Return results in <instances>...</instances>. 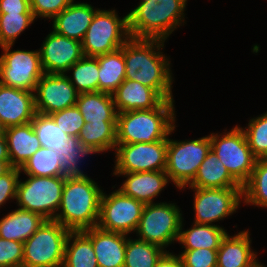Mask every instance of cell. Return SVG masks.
I'll use <instances>...</instances> for the list:
<instances>
[{
  "label": "cell",
  "instance_id": "21",
  "mask_svg": "<svg viewBox=\"0 0 267 267\" xmlns=\"http://www.w3.org/2000/svg\"><path fill=\"white\" fill-rule=\"evenodd\" d=\"M97 11L91 4L73 1L53 18V30L62 36L82 42Z\"/></svg>",
  "mask_w": 267,
  "mask_h": 267
},
{
  "label": "cell",
  "instance_id": "33",
  "mask_svg": "<svg viewBox=\"0 0 267 267\" xmlns=\"http://www.w3.org/2000/svg\"><path fill=\"white\" fill-rule=\"evenodd\" d=\"M163 248L140 239H127L124 267H156L166 252Z\"/></svg>",
  "mask_w": 267,
  "mask_h": 267
},
{
  "label": "cell",
  "instance_id": "8",
  "mask_svg": "<svg viewBox=\"0 0 267 267\" xmlns=\"http://www.w3.org/2000/svg\"><path fill=\"white\" fill-rule=\"evenodd\" d=\"M211 150L209 135L195 140L177 141L168 136L165 172L180 190L190 184Z\"/></svg>",
  "mask_w": 267,
  "mask_h": 267
},
{
  "label": "cell",
  "instance_id": "36",
  "mask_svg": "<svg viewBox=\"0 0 267 267\" xmlns=\"http://www.w3.org/2000/svg\"><path fill=\"white\" fill-rule=\"evenodd\" d=\"M58 152L62 157L65 177L86 176V174H84L80 169L82 163L81 160H84L85 156L93 153L82 145L77 137L70 136L67 140V146L61 147Z\"/></svg>",
  "mask_w": 267,
  "mask_h": 267
},
{
  "label": "cell",
  "instance_id": "44",
  "mask_svg": "<svg viewBox=\"0 0 267 267\" xmlns=\"http://www.w3.org/2000/svg\"><path fill=\"white\" fill-rule=\"evenodd\" d=\"M0 13H33L29 0H0Z\"/></svg>",
  "mask_w": 267,
  "mask_h": 267
},
{
  "label": "cell",
  "instance_id": "45",
  "mask_svg": "<svg viewBox=\"0 0 267 267\" xmlns=\"http://www.w3.org/2000/svg\"><path fill=\"white\" fill-rule=\"evenodd\" d=\"M156 267H184V264L179 255L166 251L158 260Z\"/></svg>",
  "mask_w": 267,
  "mask_h": 267
},
{
  "label": "cell",
  "instance_id": "25",
  "mask_svg": "<svg viewBox=\"0 0 267 267\" xmlns=\"http://www.w3.org/2000/svg\"><path fill=\"white\" fill-rule=\"evenodd\" d=\"M45 220L37 213L18 208L0 220V238L24 243Z\"/></svg>",
  "mask_w": 267,
  "mask_h": 267
},
{
  "label": "cell",
  "instance_id": "10",
  "mask_svg": "<svg viewBox=\"0 0 267 267\" xmlns=\"http://www.w3.org/2000/svg\"><path fill=\"white\" fill-rule=\"evenodd\" d=\"M181 222L182 214L174 203L145 204L136 234L140 240L165 249L178 240Z\"/></svg>",
  "mask_w": 267,
  "mask_h": 267
},
{
  "label": "cell",
  "instance_id": "13",
  "mask_svg": "<svg viewBox=\"0 0 267 267\" xmlns=\"http://www.w3.org/2000/svg\"><path fill=\"white\" fill-rule=\"evenodd\" d=\"M243 187L191 188L194 194L195 223L213 225L239 208Z\"/></svg>",
  "mask_w": 267,
  "mask_h": 267
},
{
  "label": "cell",
  "instance_id": "48",
  "mask_svg": "<svg viewBox=\"0 0 267 267\" xmlns=\"http://www.w3.org/2000/svg\"><path fill=\"white\" fill-rule=\"evenodd\" d=\"M5 134H6V127L0 120V138H6Z\"/></svg>",
  "mask_w": 267,
  "mask_h": 267
},
{
  "label": "cell",
  "instance_id": "16",
  "mask_svg": "<svg viewBox=\"0 0 267 267\" xmlns=\"http://www.w3.org/2000/svg\"><path fill=\"white\" fill-rule=\"evenodd\" d=\"M41 66L47 74H67L84 55L81 42L56 33L47 35L39 49Z\"/></svg>",
  "mask_w": 267,
  "mask_h": 267
},
{
  "label": "cell",
  "instance_id": "27",
  "mask_svg": "<svg viewBox=\"0 0 267 267\" xmlns=\"http://www.w3.org/2000/svg\"><path fill=\"white\" fill-rule=\"evenodd\" d=\"M183 219L177 242L183 244L185 250H195L200 248L218 249L221 241L228 232L219 225H208L195 223L190 229L182 231Z\"/></svg>",
  "mask_w": 267,
  "mask_h": 267
},
{
  "label": "cell",
  "instance_id": "29",
  "mask_svg": "<svg viewBox=\"0 0 267 267\" xmlns=\"http://www.w3.org/2000/svg\"><path fill=\"white\" fill-rule=\"evenodd\" d=\"M62 267H99L91 239L83 231L69 233Z\"/></svg>",
  "mask_w": 267,
  "mask_h": 267
},
{
  "label": "cell",
  "instance_id": "35",
  "mask_svg": "<svg viewBox=\"0 0 267 267\" xmlns=\"http://www.w3.org/2000/svg\"><path fill=\"white\" fill-rule=\"evenodd\" d=\"M41 147L59 151L67 146L68 136L54 122L50 115L35 113L31 121Z\"/></svg>",
  "mask_w": 267,
  "mask_h": 267
},
{
  "label": "cell",
  "instance_id": "2",
  "mask_svg": "<svg viewBox=\"0 0 267 267\" xmlns=\"http://www.w3.org/2000/svg\"><path fill=\"white\" fill-rule=\"evenodd\" d=\"M103 190L87 175L66 177L54 220L69 231L97 227Z\"/></svg>",
  "mask_w": 267,
  "mask_h": 267
},
{
  "label": "cell",
  "instance_id": "32",
  "mask_svg": "<svg viewBox=\"0 0 267 267\" xmlns=\"http://www.w3.org/2000/svg\"><path fill=\"white\" fill-rule=\"evenodd\" d=\"M69 71H73V73L71 77L67 76V78L79 94L98 91L99 63L97 56H83L67 70V72Z\"/></svg>",
  "mask_w": 267,
  "mask_h": 267
},
{
  "label": "cell",
  "instance_id": "17",
  "mask_svg": "<svg viewBox=\"0 0 267 267\" xmlns=\"http://www.w3.org/2000/svg\"><path fill=\"white\" fill-rule=\"evenodd\" d=\"M35 113L34 92L0 83V120L6 128L31 122Z\"/></svg>",
  "mask_w": 267,
  "mask_h": 267
},
{
  "label": "cell",
  "instance_id": "30",
  "mask_svg": "<svg viewBox=\"0 0 267 267\" xmlns=\"http://www.w3.org/2000/svg\"><path fill=\"white\" fill-rule=\"evenodd\" d=\"M116 123H85L79 142L94 153L116 149Z\"/></svg>",
  "mask_w": 267,
  "mask_h": 267
},
{
  "label": "cell",
  "instance_id": "43",
  "mask_svg": "<svg viewBox=\"0 0 267 267\" xmlns=\"http://www.w3.org/2000/svg\"><path fill=\"white\" fill-rule=\"evenodd\" d=\"M20 168L13 167L8 173L0 176V207L9 199H16Z\"/></svg>",
  "mask_w": 267,
  "mask_h": 267
},
{
  "label": "cell",
  "instance_id": "26",
  "mask_svg": "<svg viewBox=\"0 0 267 267\" xmlns=\"http://www.w3.org/2000/svg\"><path fill=\"white\" fill-rule=\"evenodd\" d=\"M189 188H229L242 187L228 172L211 149Z\"/></svg>",
  "mask_w": 267,
  "mask_h": 267
},
{
  "label": "cell",
  "instance_id": "6",
  "mask_svg": "<svg viewBox=\"0 0 267 267\" xmlns=\"http://www.w3.org/2000/svg\"><path fill=\"white\" fill-rule=\"evenodd\" d=\"M130 38L128 15L121 19L115 9H98L81 42L83 55L96 57L113 52Z\"/></svg>",
  "mask_w": 267,
  "mask_h": 267
},
{
  "label": "cell",
  "instance_id": "4",
  "mask_svg": "<svg viewBox=\"0 0 267 267\" xmlns=\"http://www.w3.org/2000/svg\"><path fill=\"white\" fill-rule=\"evenodd\" d=\"M187 0H141L128 15L130 36L165 41L184 22ZM183 20V21H182Z\"/></svg>",
  "mask_w": 267,
  "mask_h": 267
},
{
  "label": "cell",
  "instance_id": "12",
  "mask_svg": "<svg viewBox=\"0 0 267 267\" xmlns=\"http://www.w3.org/2000/svg\"><path fill=\"white\" fill-rule=\"evenodd\" d=\"M145 204L115 190L106 195L103 191L97 227L123 234L136 232Z\"/></svg>",
  "mask_w": 267,
  "mask_h": 267
},
{
  "label": "cell",
  "instance_id": "22",
  "mask_svg": "<svg viewBox=\"0 0 267 267\" xmlns=\"http://www.w3.org/2000/svg\"><path fill=\"white\" fill-rule=\"evenodd\" d=\"M249 230L226 236L217 249V267H253L257 254L251 249Z\"/></svg>",
  "mask_w": 267,
  "mask_h": 267
},
{
  "label": "cell",
  "instance_id": "9",
  "mask_svg": "<svg viewBox=\"0 0 267 267\" xmlns=\"http://www.w3.org/2000/svg\"><path fill=\"white\" fill-rule=\"evenodd\" d=\"M220 135H209L211 149L230 175L243 187L251 176L257 158L252 154L241 127L236 125L229 132Z\"/></svg>",
  "mask_w": 267,
  "mask_h": 267
},
{
  "label": "cell",
  "instance_id": "34",
  "mask_svg": "<svg viewBox=\"0 0 267 267\" xmlns=\"http://www.w3.org/2000/svg\"><path fill=\"white\" fill-rule=\"evenodd\" d=\"M242 195L247 205L267 208V159H257L247 183L243 186Z\"/></svg>",
  "mask_w": 267,
  "mask_h": 267
},
{
  "label": "cell",
  "instance_id": "37",
  "mask_svg": "<svg viewBox=\"0 0 267 267\" xmlns=\"http://www.w3.org/2000/svg\"><path fill=\"white\" fill-rule=\"evenodd\" d=\"M35 21L33 13H0V46L13 44Z\"/></svg>",
  "mask_w": 267,
  "mask_h": 267
},
{
  "label": "cell",
  "instance_id": "38",
  "mask_svg": "<svg viewBox=\"0 0 267 267\" xmlns=\"http://www.w3.org/2000/svg\"><path fill=\"white\" fill-rule=\"evenodd\" d=\"M245 133L249 148L257 159H267V112L249 120Z\"/></svg>",
  "mask_w": 267,
  "mask_h": 267
},
{
  "label": "cell",
  "instance_id": "46",
  "mask_svg": "<svg viewBox=\"0 0 267 267\" xmlns=\"http://www.w3.org/2000/svg\"><path fill=\"white\" fill-rule=\"evenodd\" d=\"M0 160L10 161L6 138H0Z\"/></svg>",
  "mask_w": 267,
  "mask_h": 267
},
{
  "label": "cell",
  "instance_id": "14",
  "mask_svg": "<svg viewBox=\"0 0 267 267\" xmlns=\"http://www.w3.org/2000/svg\"><path fill=\"white\" fill-rule=\"evenodd\" d=\"M168 140L116 145L114 173L165 171Z\"/></svg>",
  "mask_w": 267,
  "mask_h": 267
},
{
  "label": "cell",
  "instance_id": "19",
  "mask_svg": "<svg viewBox=\"0 0 267 267\" xmlns=\"http://www.w3.org/2000/svg\"><path fill=\"white\" fill-rule=\"evenodd\" d=\"M113 174L116 176L124 175L127 178L118 190L143 204L153 203L154 198H157L169 182V177L165 171Z\"/></svg>",
  "mask_w": 267,
  "mask_h": 267
},
{
  "label": "cell",
  "instance_id": "40",
  "mask_svg": "<svg viewBox=\"0 0 267 267\" xmlns=\"http://www.w3.org/2000/svg\"><path fill=\"white\" fill-rule=\"evenodd\" d=\"M179 256L184 267H217V249L183 250Z\"/></svg>",
  "mask_w": 267,
  "mask_h": 267
},
{
  "label": "cell",
  "instance_id": "49",
  "mask_svg": "<svg viewBox=\"0 0 267 267\" xmlns=\"http://www.w3.org/2000/svg\"><path fill=\"white\" fill-rule=\"evenodd\" d=\"M253 267H265V266L257 262Z\"/></svg>",
  "mask_w": 267,
  "mask_h": 267
},
{
  "label": "cell",
  "instance_id": "39",
  "mask_svg": "<svg viewBox=\"0 0 267 267\" xmlns=\"http://www.w3.org/2000/svg\"><path fill=\"white\" fill-rule=\"evenodd\" d=\"M50 116L57 126L64 131V133L71 137L78 138L81 129L85 125L83 115L76 105L65 108L62 111L51 113Z\"/></svg>",
  "mask_w": 267,
  "mask_h": 267
},
{
  "label": "cell",
  "instance_id": "31",
  "mask_svg": "<svg viewBox=\"0 0 267 267\" xmlns=\"http://www.w3.org/2000/svg\"><path fill=\"white\" fill-rule=\"evenodd\" d=\"M26 175L37 177L64 176L60 153L54 149L41 147L20 168Z\"/></svg>",
  "mask_w": 267,
  "mask_h": 267
},
{
  "label": "cell",
  "instance_id": "18",
  "mask_svg": "<svg viewBox=\"0 0 267 267\" xmlns=\"http://www.w3.org/2000/svg\"><path fill=\"white\" fill-rule=\"evenodd\" d=\"M83 232L91 239L99 267H124L127 234L109 232L98 227Z\"/></svg>",
  "mask_w": 267,
  "mask_h": 267
},
{
  "label": "cell",
  "instance_id": "1",
  "mask_svg": "<svg viewBox=\"0 0 267 267\" xmlns=\"http://www.w3.org/2000/svg\"><path fill=\"white\" fill-rule=\"evenodd\" d=\"M163 40L130 38L124 44L125 79L156 90L165 100H174L170 60L160 49Z\"/></svg>",
  "mask_w": 267,
  "mask_h": 267
},
{
  "label": "cell",
  "instance_id": "24",
  "mask_svg": "<svg viewBox=\"0 0 267 267\" xmlns=\"http://www.w3.org/2000/svg\"><path fill=\"white\" fill-rule=\"evenodd\" d=\"M76 107L88 123H116L117 111L113 95L105 92L80 93Z\"/></svg>",
  "mask_w": 267,
  "mask_h": 267
},
{
  "label": "cell",
  "instance_id": "23",
  "mask_svg": "<svg viewBox=\"0 0 267 267\" xmlns=\"http://www.w3.org/2000/svg\"><path fill=\"white\" fill-rule=\"evenodd\" d=\"M10 164L21 168L41 148L31 122L6 128Z\"/></svg>",
  "mask_w": 267,
  "mask_h": 267
},
{
  "label": "cell",
  "instance_id": "11",
  "mask_svg": "<svg viewBox=\"0 0 267 267\" xmlns=\"http://www.w3.org/2000/svg\"><path fill=\"white\" fill-rule=\"evenodd\" d=\"M13 44L1 46L0 83L2 85L34 92L38 80L43 76L38 50H14Z\"/></svg>",
  "mask_w": 267,
  "mask_h": 267
},
{
  "label": "cell",
  "instance_id": "28",
  "mask_svg": "<svg viewBox=\"0 0 267 267\" xmlns=\"http://www.w3.org/2000/svg\"><path fill=\"white\" fill-rule=\"evenodd\" d=\"M99 63L98 91L113 94L125 80L124 45L97 56Z\"/></svg>",
  "mask_w": 267,
  "mask_h": 267
},
{
  "label": "cell",
  "instance_id": "15",
  "mask_svg": "<svg viewBox=\"0 0 267 267\" xmlns=\"http://www.w3.org/2000/svg\"><path fill=\"white\" fill-rule=\"evenodd\" d=\"M79 93L67 74H47L38 80L34 91L37 113L50 115L76 105Z\"/></svg>",
  "mask_w": 267,
  "mask_h": 267
},
{
  "label": "cell",
  "instance_id": "47",
  "mask_svg": "<svg viewBox=\"0 0 267 267\" xmlns=\"http://www.w3.org/2000/svg\"><path fill=\"white\" fill-rule=\"evenodd\" d=\"M13 166L10 164V161H1L0 160V176L8 173Z\"/></svg>",
  "mask_w": 267,
  "mask_h": 267
},
{
  "label": "cell",
  "instance_id": "20",
  "mask_svg": "<svg viewBox=\"0 0 267 267\" xmlns=\"http://www.w3.org/2000/svg\"><path fill=\"white\" fill-rule=\"evenodd\" d=\"M117 113L158 107L165 99L154 89L125 79L112 94Z\"/></svg>",
  "mask_w": 267,
  "mask_h": 267
},
{
  "label": "cell",
  "instance_id": "5",
  "mask_svg": "<svg viewBox=\"0 0 267 267\" xmlns=\"http://www.w3.org/2000/svg\"><path fill=\"white\" fill-rule=\"evenodd\" d=\"M70 232L55 220H45L23 243V267H62Z\"/></svg>",
  "mask_w": 267,
  "mask_h": 267
},
{
  "label": "cell",
  "instance_id": "42",
  "mask_svg": "<svg viewBox=\"0 0 267 267\" xmlns=\"http://www.w3.org/2000/svg\"><path fill=\"white\" fill-rule=\"evenodd\" d=\"M34 18H54L74 0H29Z\"/></svg>",
  "mask_w": 267,
  "mask_h": 267
},
{
  "label": "cell",
  "instance_id": "3",
  "mask_svg": "<svg viewBox=\"0 0 267 267\" xmlns=\"http://www.w3.org/2000/svg\"><path fill=\"white\" fill-rule=\"evenodd\" d=\"M174 108V100H164L154 109L117 113L116 145L168 140L176 127Z\"/></svg>",
  "mask_w": 267,
  "mask_h": 267
},
{
  "label": "cell",
  "instance_id": "41",
  "mask_svg": "<svg viewBox=\"0 0 267 267\" xmlns=\"http://www.w3.org/2000/svg\"><path fill=\"white\" fill-rule=\"evenodd\" d=\"M0 267H23V243L0 238Z\"/></svg>",
  "mask_w": 267,
  "mask_h": 267
},
{
  "label": "cell",
  "instance_id": "7",
  "mask_svg": "<svg viewBox=\"0 0 267 267\" xmlns=\"http://www.w3.org/2000/svg\"><path fill=\"white\" fill-rule=\"evenodd\" d=\"M18 180L16 201L20 209L54 220L60 206L65 176L37 177L27 175Z\"/></svg>",
  "mask_w": 267,
  "mask_h": 267
}]
</instances>
